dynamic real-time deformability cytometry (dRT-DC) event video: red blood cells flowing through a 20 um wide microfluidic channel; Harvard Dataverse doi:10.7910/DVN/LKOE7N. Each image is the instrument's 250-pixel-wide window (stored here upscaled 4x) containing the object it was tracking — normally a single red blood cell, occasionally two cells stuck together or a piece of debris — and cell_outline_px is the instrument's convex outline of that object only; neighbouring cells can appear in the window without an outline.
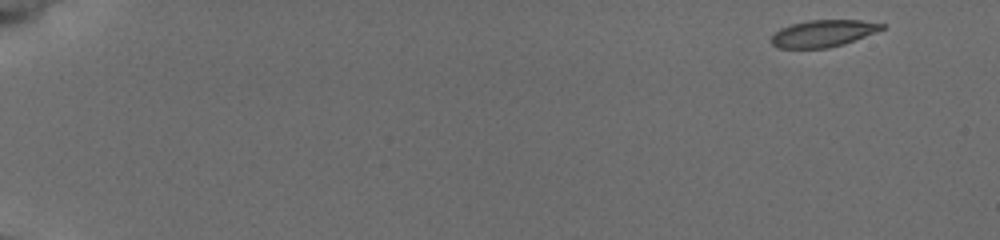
{"species": "common noctule bat (a hibernating species)", "species_latin": "Nyctalus noctula", "temperature_condition": "cold", "stored_images_in_passage": 54, "camera_frame_rate_fps": 3000, "um_per_image_px": 0.085, "animal": {"sex": "female", "body_mass_g": 19.5, "forearm_length_mm": 54.1}, "frame": {"image": 1, "passage_image": 1, "time_ms": 0.0, "image_size_px": [1000, 240], "cell_outline_px": [[888, 24], [884, 28], [844, 44], [828, 48], [776, 48], [772, 44], [772, 36], [780, 28], [792, 24], [808, 20], [860, 20]], "centroid_in_image_um": [69.96, 2.84], "position_along_channel_um": 15.0, "area_um2": 17.22}}
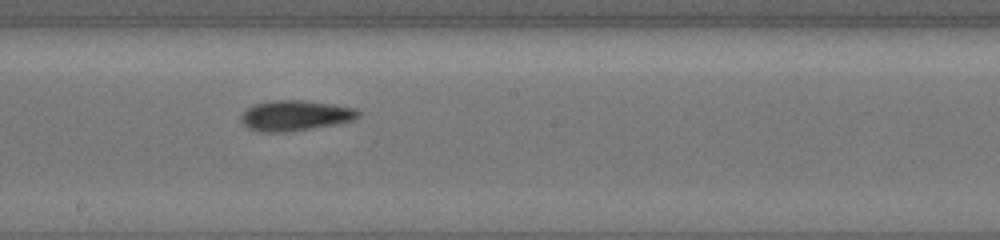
{"frame": {"image": 2, "passage_image": 31, "time_ms": 10.0, "image_size_px": [1000, 240], "cell_outline_px": [[360, 116], [356, 120], [336, 124], [284, 132], [260, 132], [248, 128], [240, 120], [240, 116], [252, 104], [272, 100], [300, 100], [332, 104], [356, 108], [360, 112]], "centroid_in_image_um": [25.1, 9.82], "position_along_channel_um": 223.1, "area_um2": 20.81}}
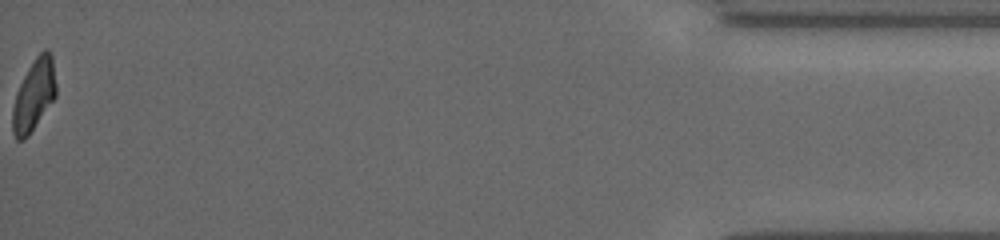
{"frame": {"image": 3, "passage_image": 54, "time_ms": 17.667, "image_size_px": [1000, 240], "cell_outline_px": [[56, 96], [28, 136], [24, 140], [16, 140], [12, 132], [12, 108], [16, 92], [28, 68], [36, 56], [44, 48], [48, 48], [52, 56], [56, 84]], "centroid_in_image_um": [2.87, 8.08], "position_along_channel_um": 432.3, "area_um2": 18.15}, "authors_computed_cell_mechanics": {"area_um2": 19.1029, "velocity_mm_per_s": 3.7722, "shape_relaxation_time_tau1_ms": 3.078, "shape_relaxation_time_tau2_ms": 3.3985, "deformation_change_tau1": 0.1296, "deformation_change_tau2": 0.0716}}